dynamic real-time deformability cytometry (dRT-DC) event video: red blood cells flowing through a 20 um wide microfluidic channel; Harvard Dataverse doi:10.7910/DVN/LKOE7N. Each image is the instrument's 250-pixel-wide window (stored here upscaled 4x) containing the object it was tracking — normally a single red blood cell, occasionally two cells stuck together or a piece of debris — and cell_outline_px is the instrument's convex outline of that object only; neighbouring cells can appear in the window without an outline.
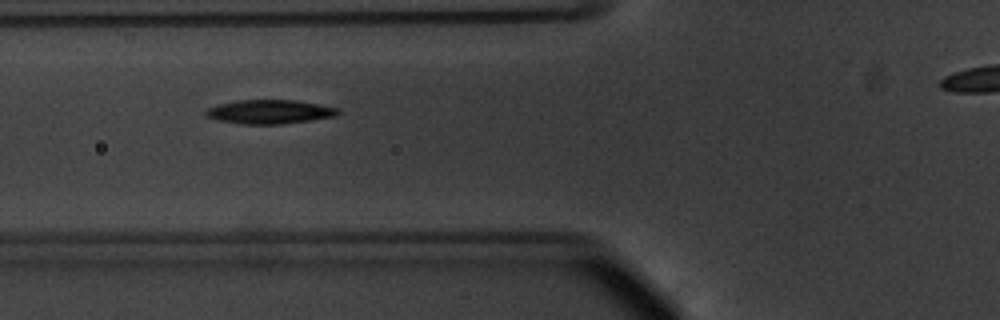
{"species": "common noctule bat (a hibernating species)", "species_latin": "Nyctalus noctula", "temperature_condition": "warm", "stored_images_in_passage": 43, "camera_frame_rate_fps": 3000, "um_per_image_px": 0.085, "animal": {"sex": "male", "body_mass_g": 20.1, "forearm_length_mm": 53.5}, "frame": {"image": 1, "passage_image": 15, "time_ms": 4.667, "image_size_px": [1000, 320], "cell_outline_px": [[340, 112], [336, 116], [280, 124], [240, 124], [216, 120], [208, 116], [204, 112], [208, 108], [216, 104], [240, 100], [296, 100], [340, 108]], "centroid_in_image_um": [22.9, 9.5], "position_along_channel_um": 102.9, "area_um2": 18.44}}
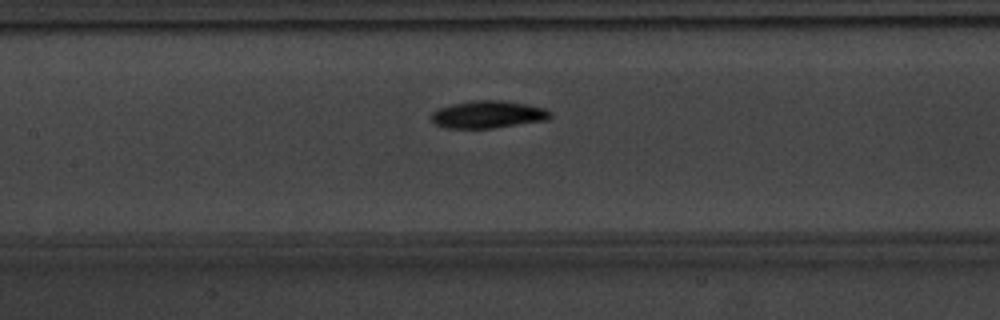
{"frame": {"image": 2, "passage_image": 20, "time_ms": 6.333, "image_size_px": [1000, 320], "cell_outline_px": [[552, 116], [544, 120], [492, 128], [444, 128], [436, 124], [432, 120], [432, 112], [448, 104], [472, 100], [504, 100], [528, 104], [544, 108], [552, 112]], "centroid_in_image_um": [41.46, 9.71], "position_along_channel_um": 165.9, "area_um2": 19.02}}
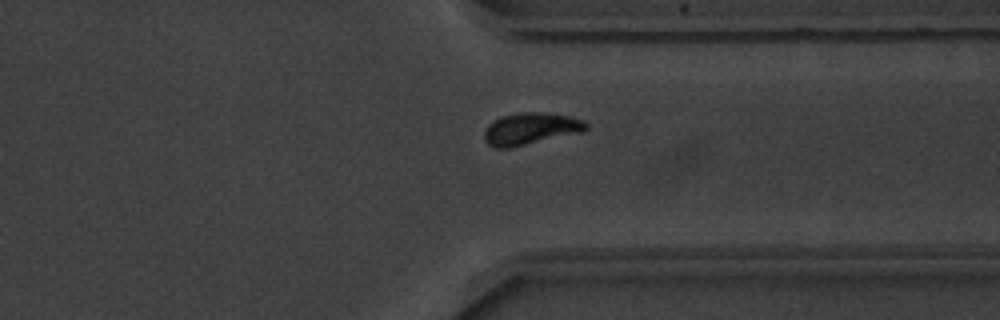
{"frame": {"image": 3, "passage_image": 36, "time_ms": 11.667, "image_size_px": [1000, 320], "cell_outline_px": [[588, 128], [584, 132], [508, 148], [496, 148], [488, 144], [484, 140], [484, 132], [488, 124], [492, 120], [500, 116], [520, 112], [544, 112], [572, 116], [584, 120], [588, 124]], "centroid_in_image_um": [45.12, 10.92], "position_along_channel_um": 366.3, "area_um2": 19.25}}